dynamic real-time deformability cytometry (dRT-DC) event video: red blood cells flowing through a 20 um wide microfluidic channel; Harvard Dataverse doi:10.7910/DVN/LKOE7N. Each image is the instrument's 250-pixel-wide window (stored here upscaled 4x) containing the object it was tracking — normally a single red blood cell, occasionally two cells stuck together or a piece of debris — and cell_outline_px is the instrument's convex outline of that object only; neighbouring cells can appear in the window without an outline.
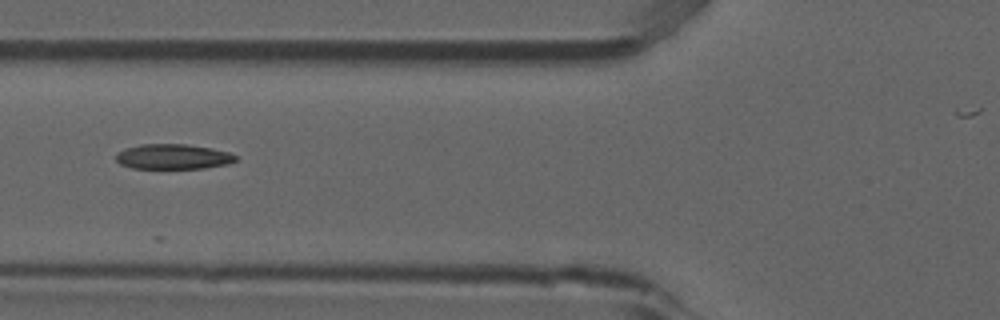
{"species": "common noctule bat (a hibernating species)", "species_latin": "Nyctalus noctula", "temperature_condition": "room temperature", "stored_images_in_passage": 3, "camera_frame_rate_fps": 3000, "um_per_image_px": 0.085, "animal": {"sex": "male", "forearm_length_mm": 52.5}, "frame": {"image": 1, "passage_image": 2, "time_ms": 0.333, "image_size_px": [1000, 320], "cell_outline_px": [[236, 160], [228, 164], [204, 168], [132, 168], [120, 164], [116, 160], [116, 156], [124, 148], [140, 144], [188, 144], [212, 148], [228, 152], [236, 156]], "centroid_in_image_um": [14.71, 13.31], "position_along_channel_um": 111.1, "area_um2": 17.46}}